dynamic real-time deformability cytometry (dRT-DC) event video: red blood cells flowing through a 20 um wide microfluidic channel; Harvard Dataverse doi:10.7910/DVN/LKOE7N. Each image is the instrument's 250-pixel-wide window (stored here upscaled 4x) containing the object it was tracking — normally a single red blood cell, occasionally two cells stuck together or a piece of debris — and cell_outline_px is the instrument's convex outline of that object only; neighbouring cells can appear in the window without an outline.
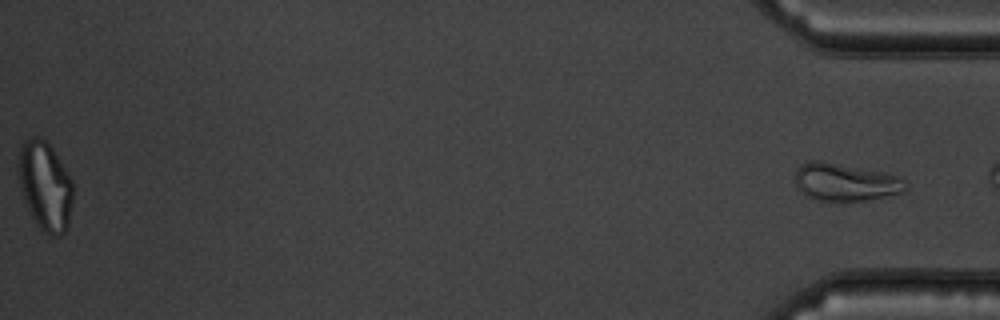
{"species": "common noctule bat (a hibernating species)", "species_latin": "Nyctalus noctula", "temperature_condition": "warm", "stored_images_in_passage": 55, "segment_of_instrument_passage": [2, 2], "camera_frame_rate_fps": 3000, "um_per_image_px": 0.085, "animal": {"sex": "male", "body_mass_g": 19.5, "forearm_length_mm": 54.6}, "frame": {"image": 1, "passage_image": 55, "time_ms": 18.0, "image_size_px": [1000, 320], "cell_outline_px": [[908, 188], [904, 192], [864, 200], [816, 200], [804, 196], [800, 192], [796, 184], [796, 168], [800, 164], [808, 160], [820, 160], [904, 176], [908, 184]], "centroid_in_image_um": [71.87, 15.46], "position_along_channel_um": 363.3, "area_um2": 24.51}}